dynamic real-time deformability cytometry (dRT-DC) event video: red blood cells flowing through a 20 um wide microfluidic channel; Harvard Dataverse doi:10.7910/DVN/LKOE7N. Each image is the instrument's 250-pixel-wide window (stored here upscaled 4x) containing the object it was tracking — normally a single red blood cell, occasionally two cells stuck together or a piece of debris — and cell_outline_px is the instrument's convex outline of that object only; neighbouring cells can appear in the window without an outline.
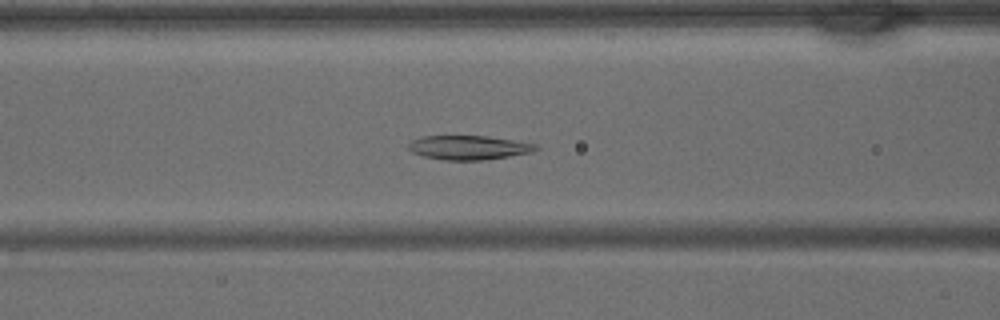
{"species": "common noctule bat (a hibernating species)", "species_latin": "Nyctalus noctula", "temperature_condition": "warm", "stored_images_in_passage": 41, "camera_frame_rate_fps": 3000, "um_per_image_px": 0.085, "animal": {"sex": "male", "body_mass_g": 15.6}, "frame": {"image": 1, "passage_image": 16, "time_ms": 5.0, "image_size_px": [1000, 320], "cell_outline_px": [[540, 148], [532, 152], [484, 160], [444, 160], [424, 156], [412, 152], [408, 148], [408, 144], [412, 140], [424, 136], [488, 136], [536, 144]], "centroid_in_image_um": [39.84, 12.54], "position_along_channel_um": 126.8, "area_um2": 17.8}}
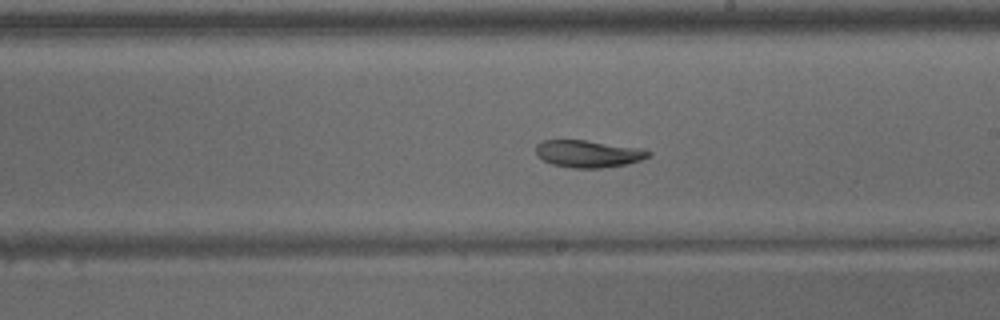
{"frame": {"image": 2, "passage_image": 23, "time_ms": 7.333, "image_size_px": [1000, 320], "cell_outline_px": [[652, 156], [628, 164], [600, 168], [572, 168], [552, 164], [536, 156], [536, 144], [544, 140], [584, 140], [640, 148], [652, 152]], "centroid_in_image_um": [50.0, 13.07], "position_along_channel_um": 239.0, "area_um2": 17.86}}
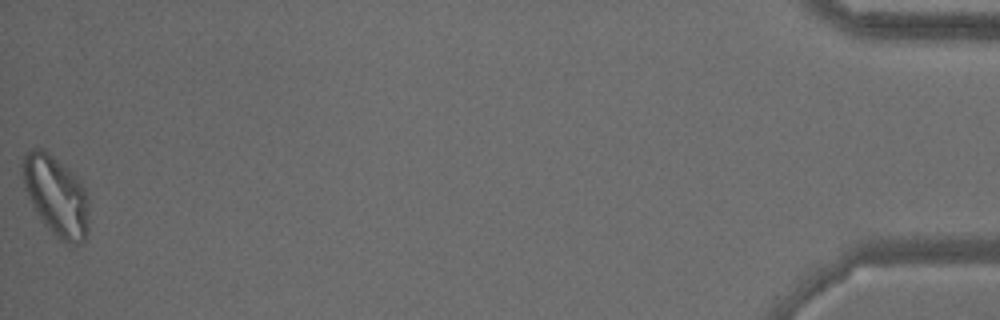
{"frame": {"image": 3, "passage_image": 41, "time_ms": 13.333, "image_size_px": [1000, 320], "cell_outline_px": [[88, 232], [84, 240], [80, 244], [72, 244], [60, 240], [40, 220], [24, 188], [20, 172], [20, 164], [24, 152], [32, 148], [44, 148], [72, 172], [80, 180], [84, 188], [88, 200]], "centroid_in_image_um": [4.73, 16.6], "position_along_channel_um": 430.5, "area_um2": 31.39}}